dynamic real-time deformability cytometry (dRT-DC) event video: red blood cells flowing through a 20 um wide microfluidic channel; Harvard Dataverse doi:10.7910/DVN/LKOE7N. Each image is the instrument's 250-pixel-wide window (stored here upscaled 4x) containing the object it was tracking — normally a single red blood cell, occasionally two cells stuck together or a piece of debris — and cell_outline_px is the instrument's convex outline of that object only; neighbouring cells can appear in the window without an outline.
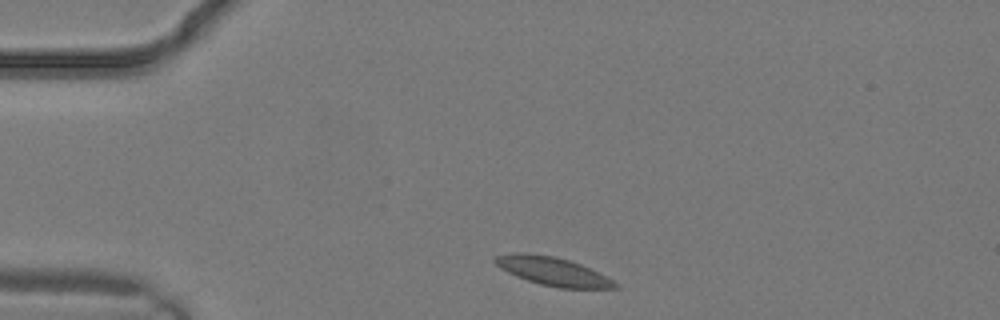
{"species": "common noctule bat (a hibernating species)", "species_latin": "Nyctalus noctula", "temperature_condition": "warm", "stored_images_in_passage": 1, "camera_frame_rate_fps": 3000, "um_per_image_px": 0.085, "animal": {"sex": "male", "body_mass_g": 19.2, "forearm_length_mm": 51.8}, "frame": {"image": 1, "passage_image": 1, "time_ms": 0.0, "image_size_px": [1000, 320], "cell_outline_px": [[616, 288], [560, 288], [540, 284], [516, 276], [500, 268], [492, 260], [496, 256], [516, 252], [528, 252], [556, 256], [580, 264], [612, 280], [616, 284]], "centroid_in_image_um": [46.91, 23.04], "position_along_channel_um": 38.1, "area_um2": 19.59}}